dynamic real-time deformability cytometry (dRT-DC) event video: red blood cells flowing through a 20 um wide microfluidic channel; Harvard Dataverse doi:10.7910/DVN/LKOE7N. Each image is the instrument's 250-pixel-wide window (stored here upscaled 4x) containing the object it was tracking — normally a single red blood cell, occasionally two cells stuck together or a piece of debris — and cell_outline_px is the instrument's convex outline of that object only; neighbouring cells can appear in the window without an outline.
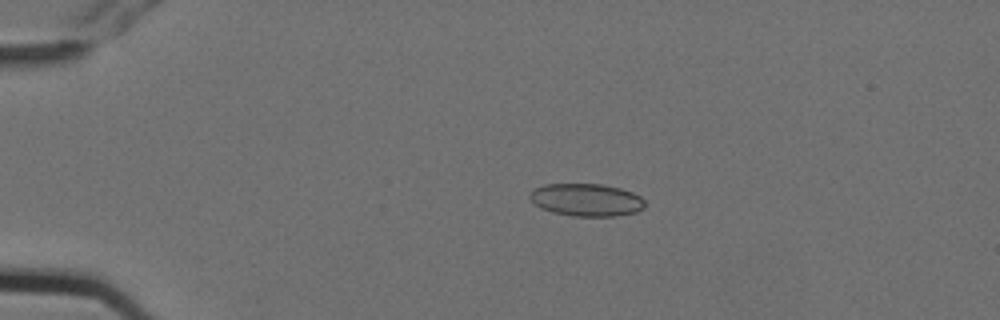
{"species": "Egyptian fruit bat (a non-hibernating species)", "species_latin": "Rousettus aegyptiacus", "temperature_condition": "cold", "stored_images_in_passage": 8, "camera_frame_rate_fps": 3000, "um_per_image_px": 0.085, "animal": {"sex": "female"}, "frame": {"image": 1, "passage_image": 2, "time_ms": 0.333, "image_size_px": [1000, 320], "cell_outline_px": [[644, 208], [636, 212], [616, 216], [572, 216], [552, 212], [540, 208], [528, 196], [536, 188], [544, 184], [604, 184], [620, 188], [632, 192], [640, 196], [644, 200]], "centroid_in_image_um": [49.86, 16.99], "position_along_channel_um": 35.1, "area_um2": 21.85}}
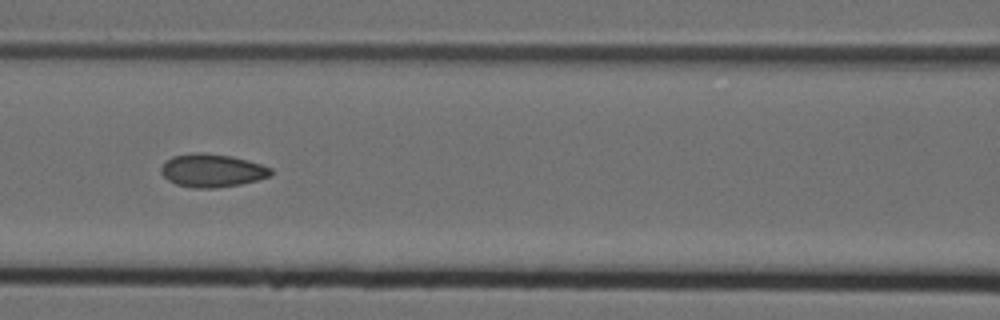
{"frame": {"image": 2, "passage_image": 6, "time_ms": 1.667, "image_size_px": [1000, 320], "cell_outline_px": [[272, 176], [240, 184], [216, 188], [192, 188], [176, 184], [168, 180], [160, 172], [160, 168], [172, 156], [196, 152], [204, 152], [232, 156], [248, 160], [272, 168]], "centroid_in_image_um": [18.03, 14.49], "position_along_channel_um": 148.6, "area_um2": 21.27}}
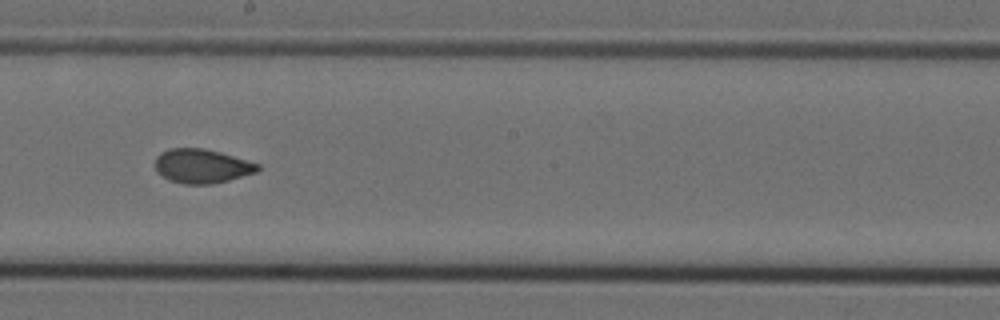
{"frame": {"image": 3, "passage_image": 8, "time_ms": 2.333, "image_size_px": [1000, 320], "cell_outline_px": [[260, 168], [256, 172], [228, 180], [212, 184], [184, 184], [168, 180], [156, 172], [156, 156], [160, 152], [168, 148], [204, 148], [220, 152], [260, 164]], "centroid_in_image_um": [17.13, 14.11], "position_along_channel_um": 231.1, "area_um2": 20.46}}